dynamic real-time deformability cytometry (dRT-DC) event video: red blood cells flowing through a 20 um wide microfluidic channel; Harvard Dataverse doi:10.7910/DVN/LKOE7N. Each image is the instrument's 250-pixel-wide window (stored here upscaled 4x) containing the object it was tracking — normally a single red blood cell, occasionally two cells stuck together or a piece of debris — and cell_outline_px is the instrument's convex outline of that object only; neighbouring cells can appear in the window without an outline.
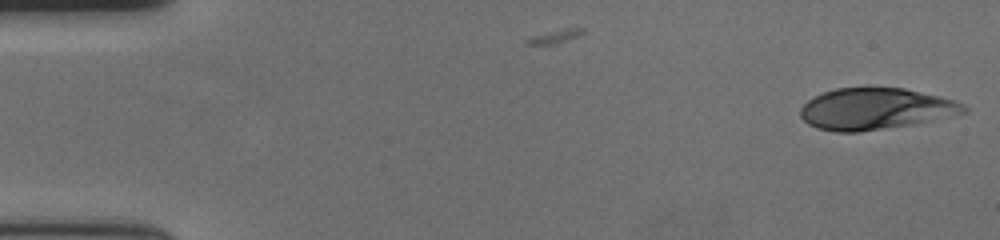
{"species": "human", "species_latin": "Homo sapiens", "temperature_condition": "cold", "stored_images_in_passage": 3, "camera_frame_rate_fps": 3000, "um_per_image_px": 0.085, "donor": {"sex": "female"}, "frame": {"image": 1, "passage_image": 3, "time_ms": 0.667, "image_size_px": [1000, 240], "cell_outline_px": [[968, 112], [908, 124], [856, 132], [836, 132], [816, 128], [808, 124], [800, 116], [800, 108], [812, 96], [836, 88], [904, 88], [940, 96], [964, 104], [968, 108]], "centroid_in_image_um": [74.36, 9.24], "position_along_channel_um": 10.6, "area_um2": 38.96}}